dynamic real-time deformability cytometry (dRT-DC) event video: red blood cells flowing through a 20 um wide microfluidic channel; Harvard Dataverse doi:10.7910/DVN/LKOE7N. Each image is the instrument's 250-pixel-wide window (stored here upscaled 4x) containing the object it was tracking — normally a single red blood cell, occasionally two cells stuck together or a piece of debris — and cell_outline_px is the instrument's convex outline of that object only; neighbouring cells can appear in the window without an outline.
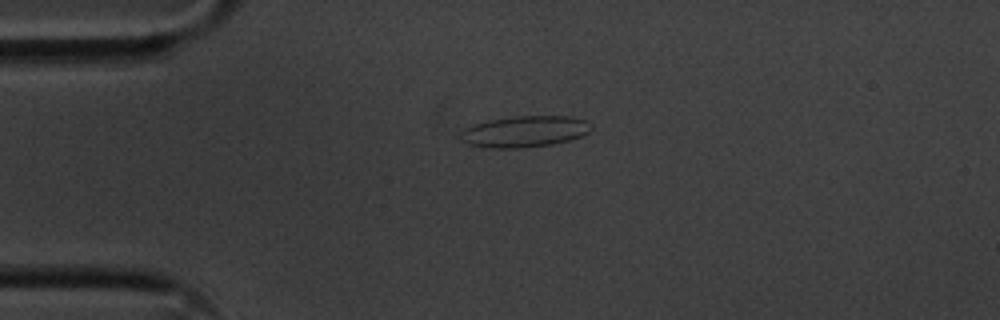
{"species": "common noctule bat (a hibernating species)", "species_latin": "Nyctalus noctula", "temperature_condition": "cold", "stored_images_in_passage": 45, "camera_frame_rate_fps": 3000, "um_per_image_px": 0.085, "animal": {"sex": "male", "body_mass_g": 20.1, "forearm_length_mm": 53.5}, "frame": {"image": 1, "passage_image": 3, "time_ms": 0.667, "image_size_px": [1000, 320], "cell_outline_px": [[592, 128], [584, 136], [552, 144], [520, 148], [492, 148], [468, 144], [460, 140], [460, 132], [464, 128], [472, 124], [488, 120], [516, 116], [572, 116], [588, 120], [592, 124]], "centroid_in_image_um": [44.61, 11.17], "position_along_channel_um": 40.4, "area_um2": 24.1}}
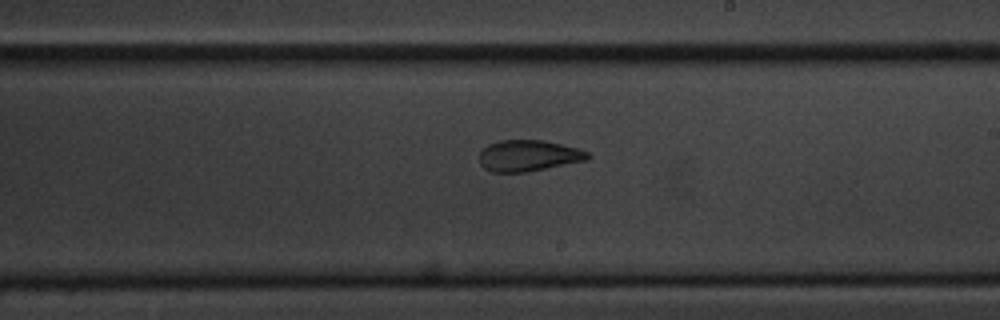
{"frame": {"image": 2, "passage_image": 22, "time_ms": 7.0, "image_size_px": [1000, 320], "cell_outline_px": [[592, 156], [588, 160], [524, 172], [492, 172], [484, 168], [480, 164], [480, 152], [488, 144], [500, 140], [540, 140], [560, 144], [576, 148], [588, 152]], "centroid_in_image_um": [44.91, 13.23], "position_along_channel_um": 244.1, "area_um2": 19.54}}
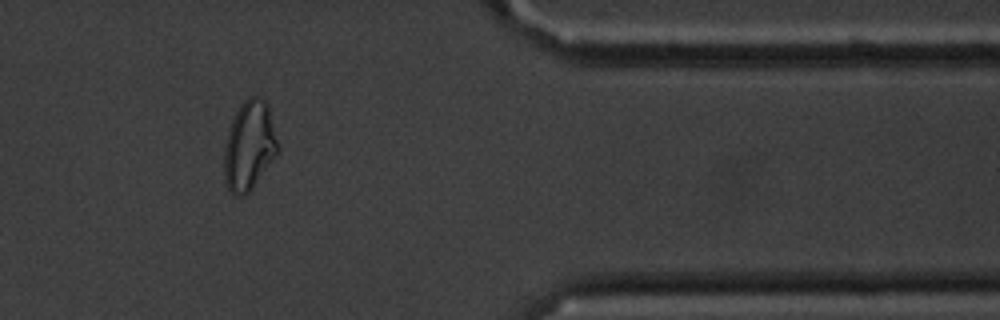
{"frame": {"image": 3, "passage_image": 36, "time_ms": 11.667, "image_size_px": [1000, 320], "cell_outline_px": [[280, 148], [252, 188], [244, 196], [232, 196], [228, 192], [224, 180], [224, 148], [228, 132], [232, 120], [240, 104], [248, 96], [256, 96], [264, 100], [268, 104]], "centroid_in_image_um": [21.17, 12.4], "position_along_channel_um": 390.2, "area_um2": 28.03}, "authors_computed_cell_mechanics": {"area_um2": 20.9814, "velocity_mm_per_s": 3.5995, "shape_relaxation_time_tau1_ms": 6.9093, "shape_relaxation_time_tau2_ms": 1.9534, "deformation_change_tau1": 0.1918, "deformation_change_tau2": 0.0988}}